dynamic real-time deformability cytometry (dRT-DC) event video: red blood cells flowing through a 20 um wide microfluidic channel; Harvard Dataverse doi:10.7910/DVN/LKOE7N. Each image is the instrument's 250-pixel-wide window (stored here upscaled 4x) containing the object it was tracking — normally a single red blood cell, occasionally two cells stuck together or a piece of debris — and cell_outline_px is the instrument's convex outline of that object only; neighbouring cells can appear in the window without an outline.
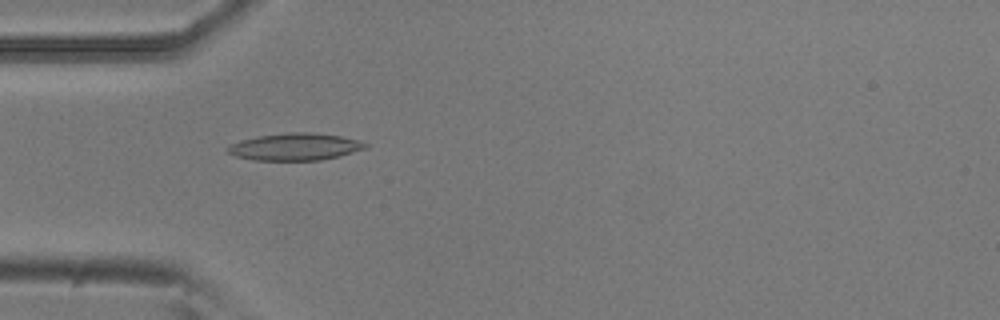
{"species": "common noctule bat (a hibernating species)", "species_latin": "Nyctalus noctula", "temperature_condition": "room temperature", "stored_images_in_passage": 43, "camera_frame_rate_fps": 3000, "um_per_image_px": 0.085, "animal": {"sex": "male", "body_mass_g": 20.5, "forearm_length_mm": 52.5}, "frame": {"image": 1, "passage_image": 11, "time_ms": 3.333, "image_size_px": [1000, 320], "cell_outline_px": [[368, 148], [340, 156], [320, 160], [256, 160], [236, 156], [228, 152], [228, 148], [232, 144], [240, 140], [260, 136], [288, 132], [308, 132], [340, 136], [356, 140], [368, 144]], "centroid_in_image_um": [25.12, 12.48], "position_along_channel_um": 59.9, "area_um2": 21.5}}
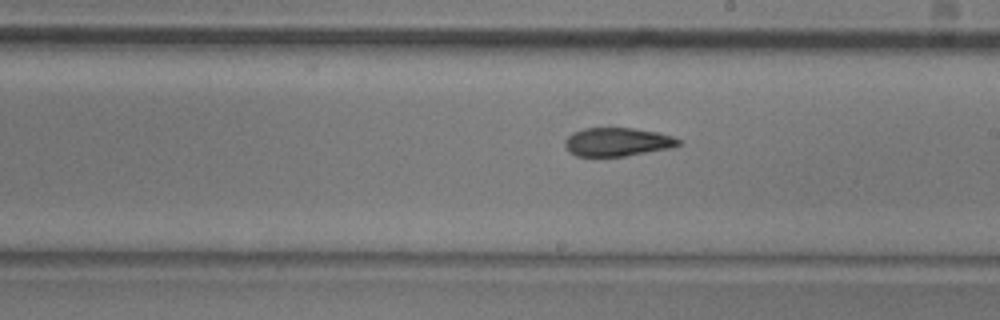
{"frame": {"image": 2, "passage_image": 25, "time_ms": 8.0, "image_size_px": [1000, 320], "cell_outline_px": [[680, 144], [672, 148], [624, 156], [576, 156], [568, 152], [564, 144], [564, 140], [572, 132], [584, 128], [632, 128], [660, 132], [672, 136], [680, 140]], "centroid_in_image_um": [52.46, 12.06], "position_along_channel_um": 236.5, "area_um2": 19.02}}
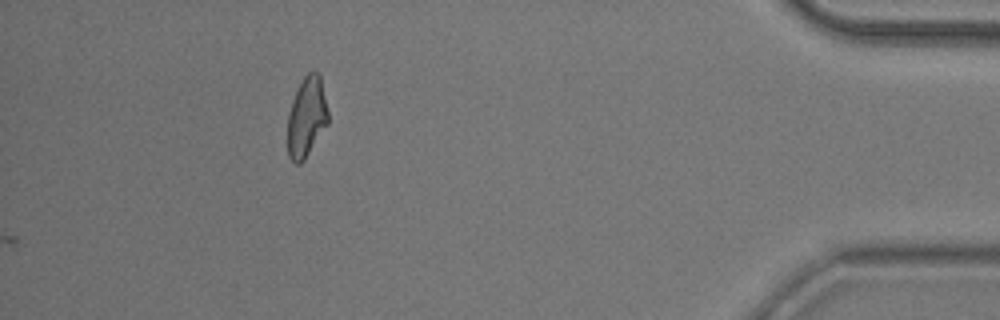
{"frame": {"image": 3, "passage_image": 43, "time_ms": 14.0, "image_size_px": [1000, 320], "cell_outline_px": [[328, 124], [304, 160], [300, 164], [296, 164], [288, 156], [288, 116], [292, 100], [304, 76], [308, 72], [316, 72], [320, 76], [328, 112]], "centroid_in_image_um": [26.06, 9.98], "position_along_channel_um": 409.1, "area_um2": 18.67}, "authors_computed_cell_mechanics": {"area_um2": 19.5364, "velocity_mm_per_s": 3.8068, "shape_relaxation_time_tau1_ms": 11.3039, "shape_relaxation_time_tau2_ms": 3.7702, "deformation_change_tau1": 0.233, "deformation_change_tau2": 0.1116}}